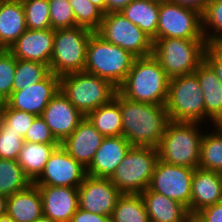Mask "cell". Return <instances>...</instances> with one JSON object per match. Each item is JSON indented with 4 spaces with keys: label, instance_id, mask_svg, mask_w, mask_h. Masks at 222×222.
Instances as JSON below:
<instances>
[{
    "label": "cell",
    "instance_id": "obj_1",
    "mask_svg": "<svg viewBox=\"0 0 222 222\" xmlns=\"http://www.w3.org/2000/svg\"><path fill=\"white\" fill-rule=\"evenodd\" d=\"M122 135L132 146L158 148L168 124L165 105L132 101L120 93Z\"/></svg>",
    "mask_w": 222,
    "mask_h": 222
},
{
    "label": "cell",
    "instance_id": "obj_2",
    "mask_svg": "<svg viewBox=\"0 0 222 222\" xmlns=\"http://www.w3.org/2000/svg\"><path fill=\"white\" fill-rule=\"evenodd\" d=\"M169 77L153 56L135 58L125 81L117 89L124 97L137 102L166 105Z\"/></svg>",
    "mask_w": 222,
    "mask_h": 222
},
{
    "label": "cell",
    "instance_id": "obj_3",
    "mask_svg": "<svg viewBox=\"0 0 222 222\" xmlns=\"http://www.w3.org/2000/svg\"><path fill=\"white\" fill-rule=\"evenodd\" d=\"M135 58L130 52L93 32L87 45L84 71L109 81L118 89L125 81Z\"/></svg>",
    "mask_w": 222,
    "mask_h": 222
},
{
    "label": "cell",
    "instance_id": "obj_4",
    "mask_svg": "<svg viewBox=\"0 0 222 222\" xmlns=\"http://www.w3.org/2000/svg\"><path fill=\"white\" fill-rule=\"evenodd\" d=\"M196 122L169 121L161 138L158 158L166 163L199 168L202 134Z\"/></svg>",
    "mask_w": 222,
    "mask_h": 222
},
{
    "label": "cell",
    "instance_id": "obj_5",
    "mask_svg": "<svg viewBox=\"0 0 222 222\" xmlns=\"http://www.w3.org/2000/svg\"><path fill=\"white\" fill-rule=\"evenodd\" d=\"M205 39L161 38L153 41V56L169 78L194 73L205 60Z\"/></svg>",
    "mask_w": 222,
    "mask_h": 222
},
{
    "label": "cell",
    "instance_id": "obj_6",
    "mask_svg": "<svg viewBox=\"0 0 222 222\" xmlns=\"http://www.w3.org/2000/svg\"><path fill=\"white\" fill-rule=\"evenodd\" d=\"M60 90L84 116L109 103L117 92L109 81L86 71L60 76Z\"/></svg>",
    "mask_w": 222,
    "mask_h": 222
},
{
    "label": "cell",
    "instance_id": "obj_7",
    "mask_svg": "<svg viewBox=\"0 0 222 222\" xmlns=\"http://www.w3.org/2000/svg\"><path fill=\"white\" fill-rule=\"evenodd\" d=\"M166 110L174 122L200 123L205 117V101L195 73L169 78Z\"/></svg>",
    "mask_w": 222,
    "mask_h": 222
},
{
    "label": "cell",
    "instance_id": "obj_8",
    "mask_svg": "<svg viewBox=\"0 0 222 222\" xmlns=\"http://www.w3.org/2000/svg\"><path fill=\"white\" fill-rule=\"evenodd\" d=\"M157 160L156 148L132 146L110 180L122 194H141L149 187Z\"/></svg>",
    "mask_w": 222,
    "mask_h": 222
},
{
    "label": "cell",
    "instance_id": "obj_9",
    "mask_svg": "<svg viewBox=\"0 0 222 222\" xmlns=\"http://www.w3.org/2000/svg\"><path fill=\"white\" fill-rule=\"evenodd\" d=\"M93 31L84 27L54 30V44L49 70L55 75L84 71L87 45Z\"/></svg>",
    "mask_w": 222,
    "mask_h": 222
},
{
    "label": "cell",
    "instance_id": "obj_10",
    "mask_svg": "<svg viewBox=\"0 0 222 222\" xmlns=\"http://www.w3.org/2000/svg\"><path fill=\"white\" fill-rule=\"evenodd\" d=\"M96 33L105 41L130 52L136 58L153 54V41L121 12L104 14Z\"/></svg>",
    "mask_w": 222,
    "mask_h": 222
},
{
    "label": "cell",
    "instance_id": "obj_11",
    "mask_svg": "<svg viewBox=\"0 0 222 222\" xmlns=\"http://www.w3.org/2000/svg\"><path fill=\"white\" fill-rule=\"evenodd\" d=\"M204 39L202 15L172 2L160 3L156 39Z\"/></svg>",
    "mask_w": 222,
    "mask_h": 222
},
{
    "label": "cell",
    "instance_id": "obj_12",
    "mask_svg": "<svg viewBox=\"0 0 222 222\" xmlns=\"http://www.w3.org/2000/svg\"><path fill=\"white\" fill-rule=\"evenodd\" d=\"M194 171L193 168L166 163L158 158L148 188L180 202L190 214Z\"/></svg>",
    "mask_w": 222,
    "mask_h": 222
},
{
    "label": "cell",
    "instance_id": "obj_13",
    "mask_svg": "<svg viewBox=\"0 0 222 222\" xmlns=\"http://www.w3.org/2000/svg\"><path fill=\"white\" fill-rule=\"evenodd\" d=\"M86 175V169L59 145L50 155L41 175L33 183L36 186L78 188Z\"/></svg>",
    "mask_w": 222,
    "mask_h": 222
},
{
    "label": "cell",
    "instance_id": "obj_14",
    "mask_svg": "<svg viewBox=\"0 0 222 222\" xmlns=\"http://www.w3.org/2000/svg\"><path fill=\"white\" fill-rule=\"evenodd\" d=\"M122 193L112 184L110 178L86 175L78 187L79 208L94 214L111 217Z\"/></svg>",
    "mask_w": 222,
    "mask_h": 222
},
{
    "label": "cell",
    "instance_id": "obj_15",
    "mask_svg": "<svg viewBox=\"0 0 222 222\" xmlns=\"http://www.w3.org/2000/svg\"><path fill=\"white\" fill-rule=\"evenodd\" d=\"M60 90V76L50 72L43 80L13 91L6 104L13 109L41 116L47 104Z\"/></svg>",
    "mask_w": 222,
    "mask_h": 222
},
{
    "label": "cell",
    "instance_id": "obj_16",
    "mask_svg": "<svg viewBox=\"0 0 222 222\" xmlns=\"http://www.w3.org/2000/svg\"><path fill=\"white\" fill-rule=\"evenodd\" d=\"M41 117L50 127L55 139L62 143L85 116L59 90L47 104Z\"/></svg>",
    "mask_w": 222,
    "mask_h": 222
},
{
    "label": "cell",
    "instance_id": "obj_17",
    "mask_svg": "<svg viewBox=\"0 0 222 222\" xmlns=\"http://www.w3.org/2000/svg\"><path fill=\"white\" fill-rule=\"evenodd\" d=\"M54 44V29H27L8 50L16 59L50 65Z\"/></svg>",
    "mask_w": 222,
    "mask_h": 222
},
{
    "label": "cell",
    "instance_id": "obj_18",
    "mask_svg": "<svg viewBox=\"0 0 222 222\" xmlns=\"http://www.w3.org/2000/svg\"><path fill=\"white\" fill-rule=\"evenodd\" d=\"M104 138L85 116L72 134L60 145L86 169Z\"/></svg>",
    "mask_w": 222,
    "mask_h": 222
},
{
    "label": "cell",
    "instance_id": "obj_19",
    "mask_svg": "<svg viewBox=\"0 0 222 222\" xmlns=\"http://www.w3.org/2000/svg\"><path fill=\"white\" fill-rule=\"evenodd\" d=\"M131 147L123 135L105 137L91 164L86 168V174L97 178H111Z\"/></svg>",
    "mask_w": 222,
    "mask_h": 222
},
{
    "label": "cell",
    "instance_id": "obj_20",
    "mask_svg": "<svg viewBox=\"0 0 222 222\" xmlns=\"http://www.w3.org/2000/svg\"><path fill=\"white\" fill-rule=\"evenodd\" d=\"M43 202V216L55 222H70L79 208L78 188L37 186Z\"/></svg>",
    "mask_w": 222,
    "mask_h": 222
},
{
    "label": "cell",
    "instance_id": "obj_21",
    "mask_svg": "<svg viewBox=\"0 0 222 222\" xmlns=\"http://www.w3.org/2000/svg\"><path fill=\"white\" fill-rule=\"evenodd\" d=\"M222 202V173L196 168L192 176L190 215Z\"/></svg>",
    "mask_w": 222,
    "mask_h": 222
},
{
    "label": "cell",
    "instance_id": "obj_22",
    "mask_svg": "<svg viewBox=\"0 0 222 222\" xmlns=\"http://www.w3.org/2000/svg\"><path fill=\"white\" fill-rule=\"evenodd\" d=\"M205 101V117L214 125H222V82L212 66L204 60L194 71Z\"/></svg>",
    "mask_w": 222,
    "mask_h": 222
},
{
    "label": "cell",
    "instance_id": "obj_23",
    "mask_svg": "<svg viewBox=\"0 0 222 222\" xmlns=\"http://www.w3.org/2000/svg\"><path fill=\"white\" fill-rule=\"evenodd\" d=\"M15 222H34L43 215L39 188L32 183L26 189L7 196V213Z\"/></svg>",
    "mask_w": 222,
    "mask_h": 222
},
{
    "label": "cell",
    "instance_id": "obj_24",
    "mask_svg": "<svg viewBox=\"0 0 222 222\" xmlns=\"http://www.w3.org/2000/svg\"><path fill=\"white\" fill-rule=\"evenodd\" d=\"M150 222H186L190 216L187 208L180 202L151 191L141 194Z\"/></svg>",
    "mask_w": 222,
    "mask_h": 222
},
{
    "label": "cell",
    "instance_id": "obj_25",
    "mask_svg": "<svg viewBox=\"0 0 222 222\" xmlns=\"http://www.w3.org/2000/svg\"><path fill=\"white\" fill-rule=\"evenodd\" d=\"M26 30L22 0H0V49H8Z\"/></svg>",
    "mask_w": 222,
    "mask_h": 222
},
{
    "label": "cell",
    "instance_id": "obj_26",
    "mask_svg": "<svg viewBox=\"0 0 222 222\" xmlns=\"http://www.w3.org/2000/svg\"><path fill=\"white\" fill-rule=\"evenodd\" d=\"M159 8V2L132 0L120 12L154 41L156 40Z\"/></svg>",
    "mask_w": 222,
    "mask_h": 222
},
{
    "label": "cell",
    "instance_id": "obj_27",
    "mask_svg": "<svg viewBox=\"0 0 222 222\" xmlns=\"http://www.w3.org/2000/svg\"><path fill=\"white\" fill-rule=\"evenodd\" d=\"M86 117L104 137L121 136L120 92L117 90L109 103L96 108Z\"/></svg>",
    "mask_w": 222,
    "mask_h": 222
},
{
    "label": "cell",
    "instance_id": "obj_28",
    "mask_svg": "<svg viewBox=\"0 0 222 222\" xmlns=\"http://www.w3.org/2000/svg\"><path fill=\"white\" fill-rule=\"evenodd\" d=\"M60 144L24 142L18 156V163L24 174L33 183L43 172L50 155Z\"/></svg>",
    "mask_w": 222,
    "mask_h": 222
},
{
    "label": "cell",
    "instance_id": "obj_29",
    "mask_svg": "<svg viewBox=\"0 0 222 222\" xmlns=\"http://www.w3.org/2000/svg\"><path fill=\"white\" fill-rule=\"evenodd\" d=\"M110 220L111 222H150L140 194H122Z\"/></svg>",
    "mask_w": 222,
    "mask_h": 222
},
{
    "label": "cell",
    "instance_id": "obj_30",
    "mask_svg": "<svg viewBox=\"0 0 222 222\" xmlns=\"http://www.w3.org/2000/svg\"><path fill=\"white\" fill-rule=\"evenodd\" d=\"M215 127V133L202 136L199 168L222 173V125Z\"/></svg>",
    "mask_w": 222,
    "mask_h": 222
},
{
    "label": "cell",
    "instance_id": "obj_31",
    "mask_svg": "<svg viewBox=\"0 0 222 222\" xmlns=\"http://www.w3.org/2000/svg\"><path fill=\"white\" fill-rule=\"evenodd\" d=\"M31 184L17 160L0 159V194L10 196Z\"/></svg>",
    "mask_w": 222,
    "mask_h": 222
},
{
    "label": "cell",
    "instance_id": "obj_32",
    "mask_svg": "<svg viewBox=\"0 0 222 222\" xmlns=\"http://www.w3.org/2000/svg\"><path fill=\"white\" fill-rule=\"evenodd\" d=\"M50 73L46 64L36 61L16 59V70L13 79V91H19L28 85L39 83Z\"/></svg>",
    "mask_w": 222,
    "mask_h": 222
},
{
    "label": "cell",
    "instance_id": "obj_33",
    "mask_svg": "<svg viewBox=\"0 0 222 222\" xmlns=\"http://www.w3.org/2000/svg\"><path fill=\"white\" fill-rule=\"evenodd\" d=\"M76 20V26L96 32L104 12L88 0H68Z\"/></svg>",
    "mask_w": 222,
    "mask_h": 222
},
{
    "label": "cell",
    "instance_id": "obj_34",
    "mask_svg": "<svg viewBox=\"0 0 222 222\" xmlns=\"http://www.w3.org/2000/svg\"><path fill=\"white\" fill-rule=\"evenodd\" d=\"M206 25L207 27H212L218 34L216 32L209 34L205 29ZM202 32L208 45L222 44V0L208 2L202 15Z\"/></svg>",
    "mask_w": 222,
    "mask_h": 222
},
{
    "label": "cell",
    "instance_id": "obj_35",
    "mask_svg": "<svg viewBox=\"0 0 222 222\" xmlns=\"http://www.w3.org/2000/svg\"><path fill=\"white\" fill-rule=\"evenodd\" d=\"M27 29L51 28L48 0H22Z\"/></svg>",
    "mask_w": 222,
    "mask_h": 222
},
{
    "label": "cell",
    "instance_id": "obj_36",
    "mask_svg": "<svg viewBox=\"0 0 222 222\" xmlns=\"http://www.w3.org/2000/svg\"><path fill=\"white\" fill-rule=\"evenodd\" d=\"M16 58L8 49H0V99L6 101L13 92Z\"/></svg>",
    "mask_w": 222,
    "mask_h": 222
},
{
    "label": "cell",
    "instance_id": "obj_37",
    "mask_svg": "<svg viewBox=\"0 0 222 222\" xmlns=\"http://www.w3.org/2000/svg\"><path fill=\"white\" fill-rule=\"evenodd\" d=\"M24 143L20 133L10 130L9 125L2 121L0 125V159L17 160Z\"/></svg>",
    "mask_w": 222,
    "mask_h": 222
},
{
    "label": "cell",
    "instance_id": "obj_38",
    "mask_svg": "<svg viewBox=\"0 0 222 222\" xmlns=\"http://www.w3.org/2000/svg\"><path fill=\"white\" fill-rule=\"evenodd\" d=\"M48 3L52 29L76 26L73 10L68 0H48Z\"/></svg>",
    "mask_w": 222,
    "mask_h": 222
},
{
    "label": "cell",
    "instance_id": "obj_39",
    "mask_svg": "<svg viewBox=\"0 0 222 222\" xmlns=\"http://www.w3.org/2000/svg\"><path fill=\"white\" fill-rule=\"evenodd\" d=\"M36 117L34 114L10 108L7 104L4 106L3 121L9 125L10 130L20 133L22 137Z\"/></svg>",
    "mask_w": 222,
    "mask_h": 222
},
{
    "label": "cell",
    "instance_id": "obj_40",
    "mask_svg": "<svg viewBox=\"0 0 222 222\" xmlns=\"http://www.w3.org/2000/svg\"><path fill=\"white\" fill-rule=\"evenodd\" d=\"M24 142L60 144L41 116H37L23 137Z\"/></svg>",
    "mask_w": 222,
    "mask_h": 222
},
{
    "label": "cell",
    "instance_id": "obj_41",
    "mask_svg": "<svg viewBox=\"0 0 222 222\" xmlns=\"http://www.w3.org/2000/svg\"><path fill=\"white\" fill-rule=\"evenodd\" d=\"M205 60L212 66L222 82V44L208 45L205 51Z\"/></svg>",
    "mask_w": 222,
    "mask_h": 222
},
{
    "label": "cell",
    "instance_id": "obj_42",
    "mask_svg": "<svg viewBox=\"0 0 222 222\" xmlns=\"http://www.w3.org/2000/svg\"><path fill=\"white\" fill-rule=\"evenodd\" d=\"M194 216L201 222H222V202L205 207Z\"/></svg>",
    "mask_w": 222,
    "mask_h": 222
},
{
    "label": "cell",
    "instance_id": "obj_43",
    "mask_svg": "<svg viewBox=\"0 0 222 222\" xmlns=\"http://www.w3.org/2000/svg\"><path fill=\"white\" fill-rule=\"evenodd\" d=\"M70 222H111L110 217L94 214L78 208Z\"/></svg>",
    "mask_w": 222,
    "mask_h": 222
},
{
    "label": "cell",
    "instance_id": "obj_44",
    "mask_svg": "<svg viewBox=\"0 0 222 222\" xmlns=\"http://www.w3.org/2000/svg\"><path fill=\"white\" fill-rule=\"evenodd\" d=\"M170 2L188 9L195 10L196 12L203 15L209 0H170Z\"/></svg>",
    "mask_w": 222,
    "mask_h": 222
},
{
    "label": "cell",
    "instance_id": "obj_45",
    "mask_svg": "<svg viewBox=\"0 0 222 222\" xmlns=\"http://www.w3.org/2000/svg\"><path fill=\"white\" fill-rule=\"evenodd\" d=\"M132 0H106V13L120 12Z\"/></svg>",
    "mask_w": 222,
    "mask_h": 222
},
{
    "label": "cell",
    "instance_id": "obj_46",
    "mask_svg": "<svg viewBox=\"0 0 222 222\" xmlns=\"http://www.w3.org/2000/svg\"><path fill=\"white\" fill-rule=\"evenodd\" d=\"M7 213V196L0 194V216Z\"/></svg>",
    "mask_w": 222,
    "mask_h": 222
},
{
    "label": "cell",
    "instance_id": "obj_47",
    "mask_svg": "<svg viewBox=\"0 0 222 222\" xmlns=\"http://www.w3.org/2000/svg\"><path fill=\"white\" fill-rule=\"evenodd\" d=\"M99 7L106 14V0H88Z\"/></svg>",
    "mask_w": 222,
    "mask_h": 222
},
{
    "label": "cell",
    "instance_id": "obj_48",
    "mask_svg": "<svg viewBox=\"0 0 222 222\" xmlns=\"http://www.w3.org/2000/svg\"><path fill=\"white\" fill-rule=\"evenodd\" d=\"M6 104V101L0 99V125L3 121V113H4V106Z\"/></svg>",
    "mask_w": 222,
    "mask_h": 222
},
{
    "label": "cell",
    "instance_id": "obj_49",
    "mask_svg": "<svg viewBox=\"0 0 222 222\" xmlns=\"http://www.w3.org/2000/svg\"><path fill=\"white\" fill-rule=\"evenodd\" d=\"M0 222H15V221L6 214V215L0 216Z\"/></svg>",
    "mask_w": 222,
    "mask_h": 222
},
{
    "label": "cell",
    "instance_id": "obj_50",
    "mask_svg": "<svg viewBox=\"0 0 222 222\" xmlns=\"http://www.w3.org/2000/svg\"><path fill=\"white\" fill-rule=\"evenodd\" d=\"M34 222H55V221L42 215L40 218H38Z\"/></svg>",
    "mask_w": 222,
    "mask_h": 222
},
{
    "label": "cell",
    "instance_id": "obj_51",
    "mask_svg": "<svg viewBox=\"0 0 222 222\" xmlns=\"http://www.w3.org/2000/svg\"><path fill=\"white\" fill-rule=\"evenodd\" d=\"M186 222H201V221H199L194 215H190L187 218Z\"/></svg>",
    "mask_w": 222,
    "mask_h": 222
},
{
    "label": "cell",
    "instance_id": "obj_52",
    "mask_svg": "<svg viewBox=\"0 0 222 222\" xmlns=\"http://www.w3.org/2000/svg\"><path fill=\"white\" fill-rule=\"evenodd\" d=\"M151 1L159 2V3H162V2H170V0H151Z\"/></svg>",
    "mask_w": 222,
    "mask_h": 222
}]
</instances>
